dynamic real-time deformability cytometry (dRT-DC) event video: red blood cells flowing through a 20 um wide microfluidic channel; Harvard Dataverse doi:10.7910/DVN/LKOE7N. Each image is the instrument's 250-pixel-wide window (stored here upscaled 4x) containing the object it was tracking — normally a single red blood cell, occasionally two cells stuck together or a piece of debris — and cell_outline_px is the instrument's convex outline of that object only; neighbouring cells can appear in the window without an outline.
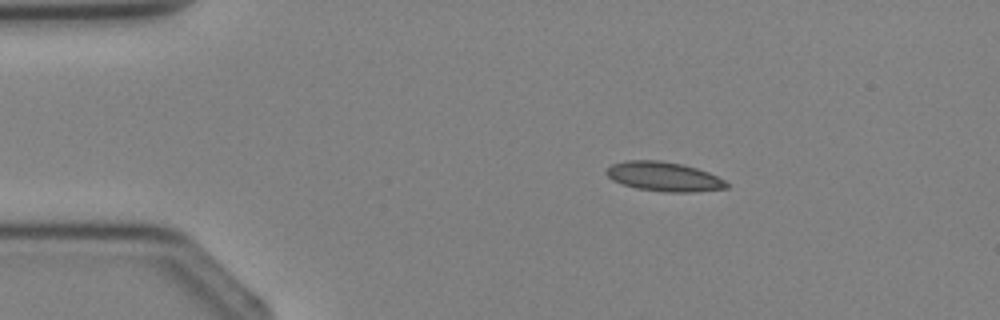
{"species": "Egyptian fruit bat (a non-hibernating species)", "species_latin": "Rousettus aegyptiacus", "temperature_condition": "cold", "stored_images_in_passage": 2, "camera_frame_rate_fps": 3000, "um_per_image_px": 0.085, "animal": {"sex": "female"}, "frame": {"image": 1, "passage_image": 1, "time_ms": 0.0, "image_size_px": [1000, 320], "cell_outline_px": [[728, 188], [692, 192], [668, 192], [636, 188], [612, 180], [604, 172], [612, 164], [628, 160], [660, 160], [680, 164], [696, 168], [708, 172], [724, 180], [728, 184]], "centroid_in_image_um": [56.42, 15.01], "position_along_channel_um": 28.6, "area_um2": 20.35}}